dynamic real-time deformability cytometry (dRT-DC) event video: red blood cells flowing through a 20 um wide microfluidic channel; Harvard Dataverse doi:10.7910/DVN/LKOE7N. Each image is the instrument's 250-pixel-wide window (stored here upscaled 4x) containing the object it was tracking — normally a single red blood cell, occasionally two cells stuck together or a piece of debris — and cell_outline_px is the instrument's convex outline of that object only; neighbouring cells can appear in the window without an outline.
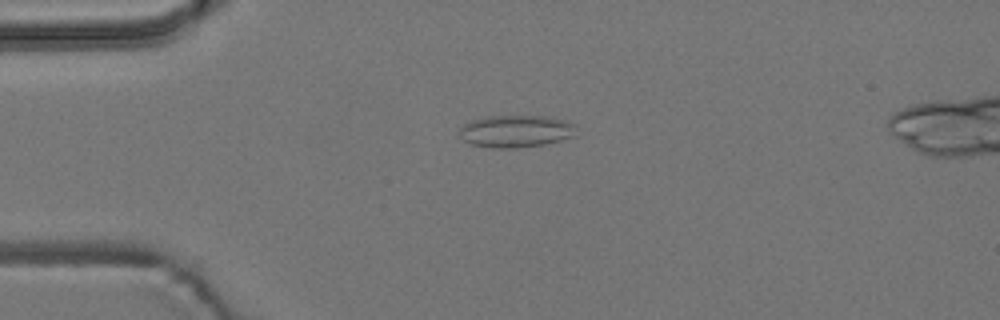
{"species": "common noctule bat (a hibernating species)", "species_latin": "Nyctalus noctula", "temperature_condition": "room temperature", "stored_images_in_passage": 2, "camera_frame_rate_fps": 3000, "um_per_image_px": 0.085, "animal": {"sex": "male", "body_mass_g": 19.2, "forearm_length_mm": 51.8}, "frame": {"image": 1, "passage_image": 1, "time_ms": 0.0, "image_size_px": [1000, 320], "cell_outline_px": [[576, 124], [572, 136], [560, 140], [544, 144], [520, 148], [492, 148], [472, 144], [464, 140], [460, 136], [460, 128], [464, 124], [472, 120], [488, 116], [548, 116], [568, 120]], "centroid_in_image_um": [43.86, 11.15], "position_along_channel_um": 41.1, "area_um2": 21.96}}